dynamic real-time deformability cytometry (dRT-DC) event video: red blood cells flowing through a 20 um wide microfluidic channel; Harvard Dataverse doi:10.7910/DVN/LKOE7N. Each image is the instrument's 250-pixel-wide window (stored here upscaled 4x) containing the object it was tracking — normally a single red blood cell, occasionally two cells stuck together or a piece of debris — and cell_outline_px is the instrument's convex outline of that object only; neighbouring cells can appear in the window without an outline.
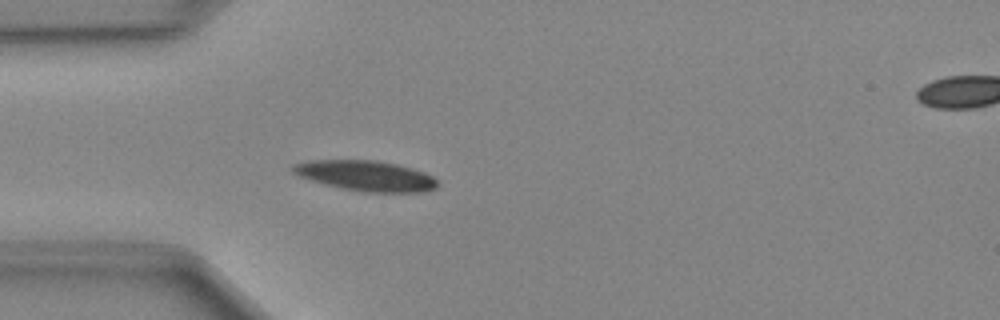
{"species": "Egyptian fruit bat (a non-hibernating species)", "species_latin": "Rousettus aegyptiacus", "temperature_condition": "cold", "stored_images_in_passage": 21, "camera_frame_rate_fps": 3000, "um_per_image_px": 0.085, "animal": {"sex": "female"}, "frame": {"image": 1, "passage_image": 5, "time_ms": 1.333, "image_size_px": [1000, 320], "cell_outline_px": [[436, 188], [424, 192], [364, 192], [340, 188], [324, 184], [300, 176], [292, 172], [292, 164], [308, 160], [376, 160], [396, 164], [412, 168], [424, 172], [432, 176], [436, 180]], "centroid_in_image_um": [31.08, 14.94], "position_along_channel_um": 53.9, "area_um2": 25.55}}
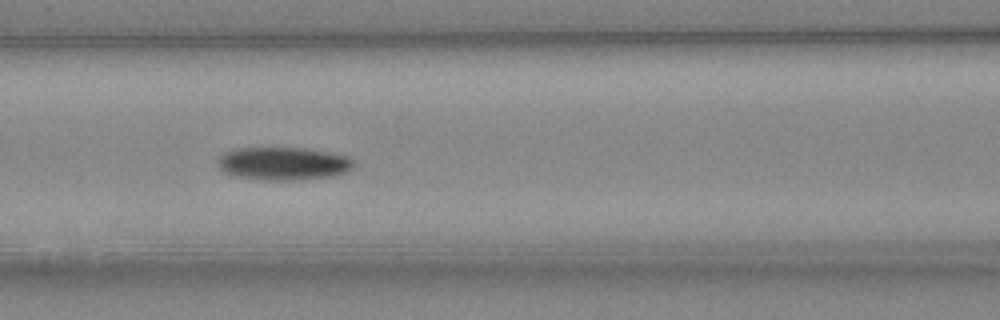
{"frame": {"image": 2, "passage_image": 12, "time_ms": 3.667, "image_size_px": [1000, 320], "cell_outline_px": [[356, 164], [348, 172], [332, 176], [304, 180], [268, 180], [236, 176], [224, 172], [216, 164], [216, 160], [220, 156], [228, 152], [240, 148], [304, 148], [328, 152], [348, 156], [356, 160]], "centroid_in_image_um": [24.15, 13.91], "position_along_channel_um": 142.5, "area_um2": 26.3}}
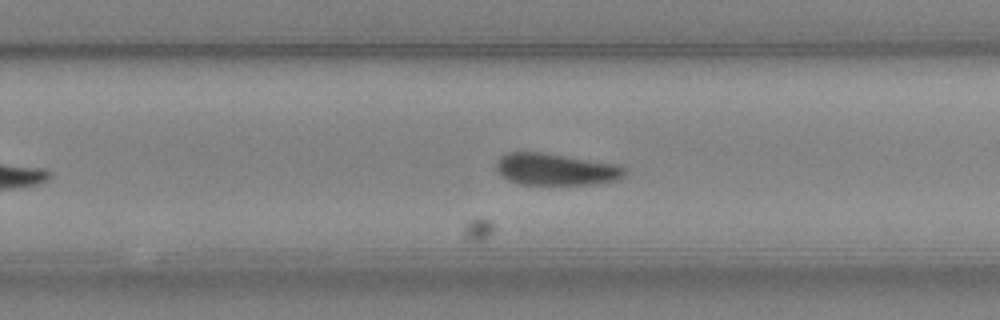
{"frame": {"image": 3, "passage_image": 19, "time_ms": 6.0, "image_size_px": [1000, 320], "cell_outline_px": [[624, 176], [616, 180], [596, 184], [520, 184], [508, 180], [496, 168], [496, 160], [504, 152], [540, 152], [616, 164], [624, 168]], "centroid_in_image_um": [47.2, 14.39], "position_along_channel_um": 282.6, "area_um2": 23.58}}